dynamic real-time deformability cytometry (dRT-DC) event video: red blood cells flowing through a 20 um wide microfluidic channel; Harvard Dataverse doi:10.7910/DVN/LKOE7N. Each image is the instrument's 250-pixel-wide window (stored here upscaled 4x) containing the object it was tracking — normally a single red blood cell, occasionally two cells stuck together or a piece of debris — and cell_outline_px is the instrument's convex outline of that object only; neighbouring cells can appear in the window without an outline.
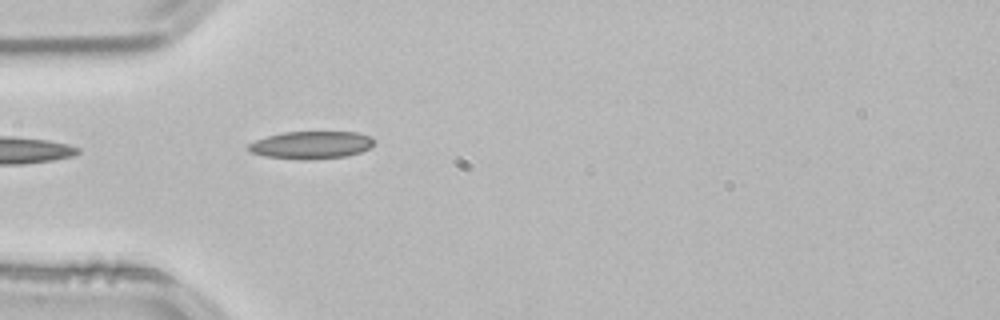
{"species": "common noctule bat (a hibernating species)", "species_latin": "Nyctalus noctula", "temperature_condition": "room temperature", "stored_images_in_passage": 5, "camera_frame_rate_fps": 3000, "um_per_image_px": 0.085, "animal": {"sex": "male", "body_mass_g": 21.5, "forearm_length_mm": 52.0}, "frame": {"image": 1, "passage_image": 1, "time_ms": 0.0, "image_size_px": [1000, 320], "cell_outline_px": [[372, 144], [368, 148], [360, 152], [348, 156], [308, 160], [304, 160], [264, 156], [252, 152], [248, 148], [248, 144], [256, 140], [268, 136], [284, 132], [356, 132], [372, 136]], "centroid_in_image_um": [26.46, 12.33], "position_along_channel_um": 58.5, "area_um2": 20.06}}